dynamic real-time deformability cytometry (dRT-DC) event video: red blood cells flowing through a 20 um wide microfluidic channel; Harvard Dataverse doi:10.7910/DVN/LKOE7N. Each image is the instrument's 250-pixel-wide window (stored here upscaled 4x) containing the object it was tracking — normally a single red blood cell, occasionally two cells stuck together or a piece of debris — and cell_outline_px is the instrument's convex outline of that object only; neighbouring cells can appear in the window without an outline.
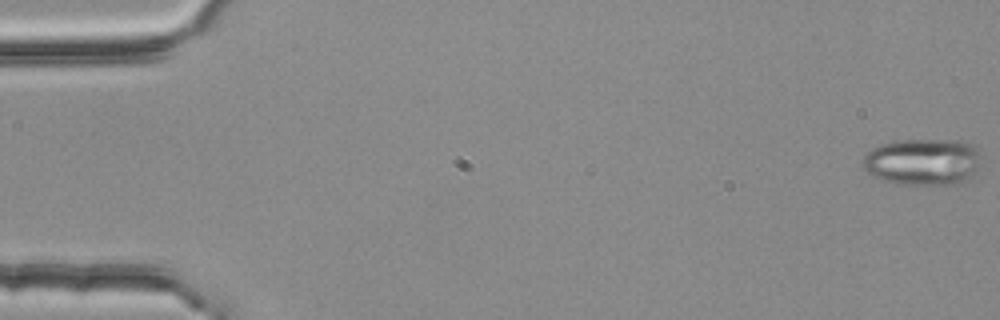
{"species": "common noctule bat (a hibernating species)", "species_latin": "Nyctalus noctula", "temperature_condition": "room temperature", "stored_images_in_passage": 2, "camera_frame_rate_fps": 3000, "um_per_image_px": 0.085, "animal": {"sex": "female", "body_mass_g": 25.1}, "frame": {"image": 1, "passage_image": 2, "time_ms": 0.333, "image_size_px": [1000, 320], "cell_outline_px": [[980, 148], [972, 180], [964, 184], [896, 184], [880, 180], [872, 176], [864, 168], [864, 152], [880, 144], [900, 140], [960, 140], [976, 144]], "centroid_in_image_um": [78.45, 13.76], "position_along_channel_um": 6.6, "area_um2": 32.71}}